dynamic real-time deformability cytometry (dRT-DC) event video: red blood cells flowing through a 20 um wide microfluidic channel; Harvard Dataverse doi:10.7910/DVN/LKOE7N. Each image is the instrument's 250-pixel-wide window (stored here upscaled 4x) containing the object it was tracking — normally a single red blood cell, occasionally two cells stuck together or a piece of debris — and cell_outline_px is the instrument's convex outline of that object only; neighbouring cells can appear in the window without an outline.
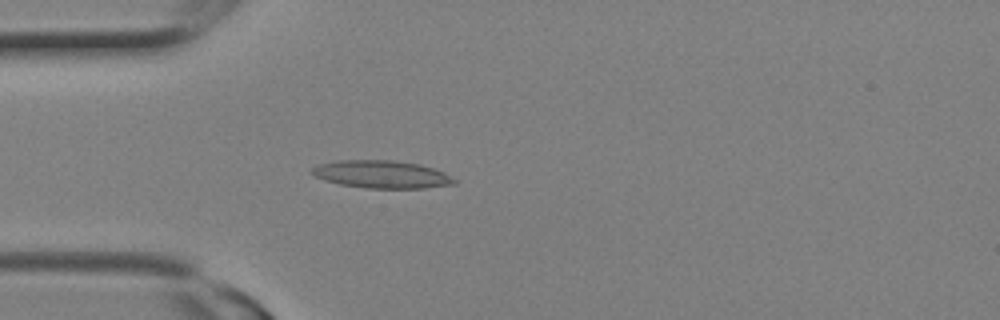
{"species": "Egyptian fruit bat (a non-hibernating species)", "species_latin": "Rousettus aegyptiacus", "temperature_condition": "room temperature", "stored_images_in_passage": 8, "camera_frame_rate_fps": 3000, "um_per_image_px": 0.085, "animal": {"sex": "female"}, "frame": {"image": 1, "passage_image": 6, "time_ms": 1.667, "image_size_px": [1000, 320], "cell_outline_px": [[456, 184], [424, 188], [368, 188], [340, 184], [324, 180], [316, 176], [312, 172], [312, 168], [320, 164], [336, 160], [392, 160], [420, 164], [444, 172], [456, 180]], "centroid_in_image_um": [32.46, 14.82], "position_along_channel_um": 52.5, "area_um2": 22.83}}
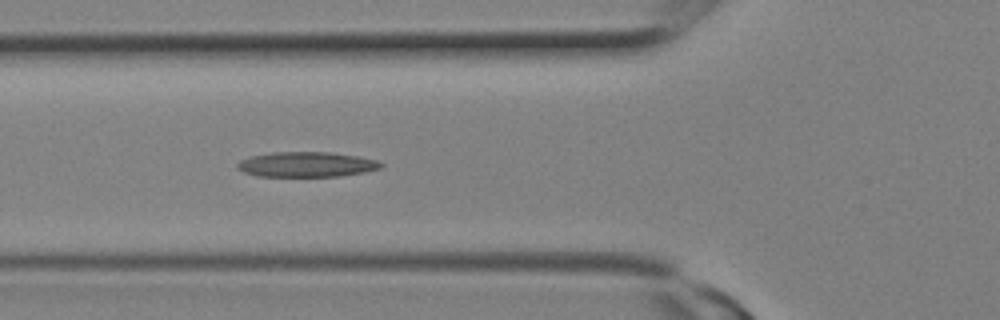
{"frame": {"image": 2, "passage_image": 8, "time_ms": 2.333, "image_size_px": [1000, 320], "cell_outline_px": [[384, 164], [380, 168], [364, 172], [340, 176], [256, 176], [244, 172], [236, 168], [236, 164], [240, 160], [252, 156], [272, 152], [332, 152], [356, 156], [376, 160]], "centroid_in_image_um": [26.03, 13.97], "position_along_channel_um": 99.8, "area_um2": 20.92}}